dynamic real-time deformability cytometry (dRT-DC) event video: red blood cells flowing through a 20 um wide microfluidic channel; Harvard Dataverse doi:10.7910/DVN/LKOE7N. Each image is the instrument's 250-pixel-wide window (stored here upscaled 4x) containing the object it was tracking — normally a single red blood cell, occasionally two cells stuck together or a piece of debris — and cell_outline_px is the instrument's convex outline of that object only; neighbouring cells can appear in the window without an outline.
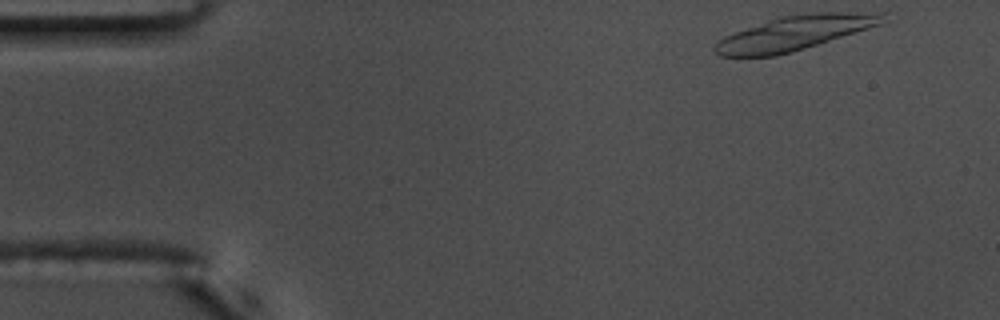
{"species": "common noctule bat (a hibernating species)", "species_latin": "Nyctalus noctula", "temperature_condition": "warm", "stored_images_in_passage": 15, "camera_frame_rate_fps": 3000, "um_per_image_px": 0.085, "animal": {"sex": "male", "body_mass_g": 17.5, "forearm_length_mm": 52.3}, "frame": {"image": 1, "passage_image": 1, "time_ms": 0.0, "image_size_px": [1000, 320], "cell_outline_px": [[888, 20], [884, 24], [792, 52], [776, 56], [720, 56], [712, 48], [724, 36], [768, 20], [780, 16], [816, 12], [888, 12]], "centroid_in_image_um": [67.66, 2.78], "position_along_channel_um": 17.3, "area_um2": 33.81}}